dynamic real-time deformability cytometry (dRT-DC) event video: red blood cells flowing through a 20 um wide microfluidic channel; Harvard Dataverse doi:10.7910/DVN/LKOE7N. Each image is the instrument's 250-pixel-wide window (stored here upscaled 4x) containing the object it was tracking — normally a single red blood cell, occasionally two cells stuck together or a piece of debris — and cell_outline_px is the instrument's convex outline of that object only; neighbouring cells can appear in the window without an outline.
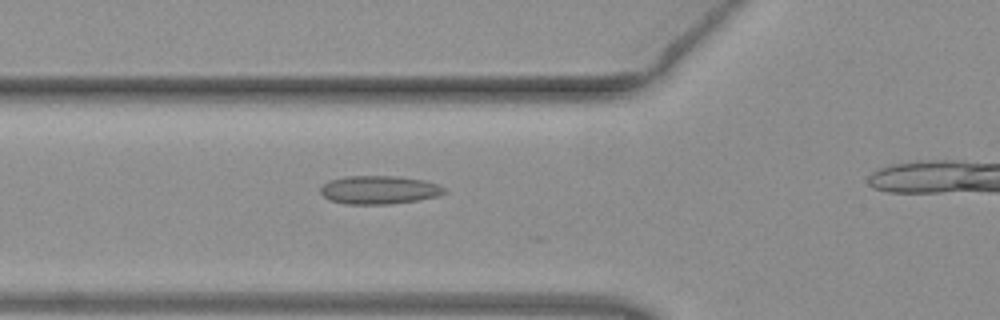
{"species": "common noctule bat (a hibernating species)", "species_latin": "Nyctalus noctula", "temperature_condition": "warm", "stored_images_in_passage": 13, "camera_frame_rate_fps": 3000, "um_per_image_px": 0.085, "animal": {"sex": "female", "body_mass_g": 19.3, "forearm_length_mm": 54.1}, "frame": {"image": 1, "passage_image": 5, "time_ms": 1.333, "image_size_px": [1000, 320], "cell_outline_px": [[448, 192], [436, 196], [416, 200], [392, 204], [344, 204], [328, 200], [320, 192], [320, 188], [328, 180], [344, 176], [396, 176], [424, 180], [436, 184], [444, 188]], "centroid_in_image_um": [32.18, 16.14], "position_along_channel_um": 93.6, "area_um2": 20.52}}
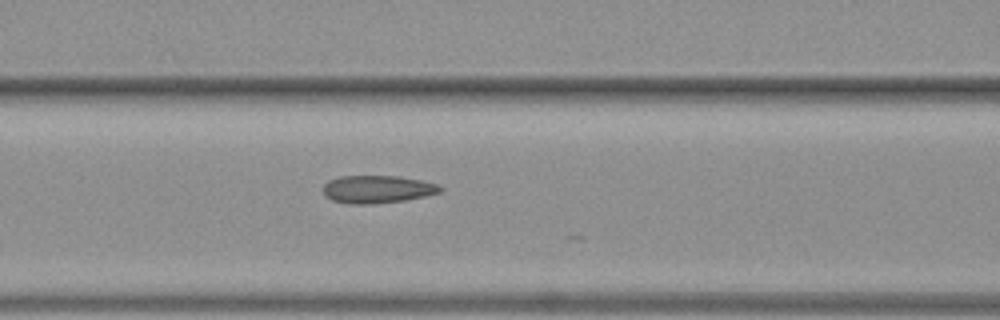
{"frame": {"image": 2, "passage_image": 8, "time_ms": 2.333, "image_size_px": [1000, 320], "cell_outline_px": [[444, 188], [440, 192], [424, 196], [404, 200], [372, 204], [348, 204], [332, 200], [324, 196], [324, 184], [328, 180], [340, 176], [400, 176], [420, 180], [436, 184]], "centroid_in_image_um": [32.04, 16.08], "position_along_channel_um": 134.6, "area_um2": 18.9}}
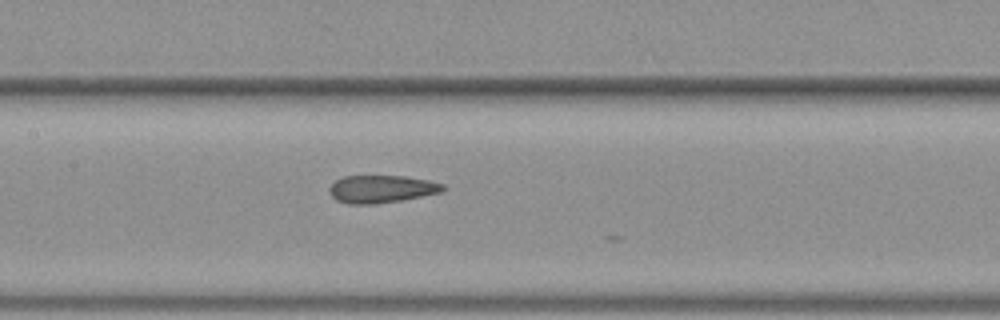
{"frame": {"image": 3, "passage_image": 11, "time_ms": 3.333, "image_size_px": [1000, 320], "cell_outline_px": [[444, 188], [440, 192], [400, 200], [372, 204], [348, 204], [336, 200], [328, 192], [328, 188], [336, 180], [344, 176], [404, 176], [428, 180], [444, 184]], "centroid_in_image_um": [32.37, 16.06], "position_along_channel_um": 175.0, "area_um2": 18.09}}